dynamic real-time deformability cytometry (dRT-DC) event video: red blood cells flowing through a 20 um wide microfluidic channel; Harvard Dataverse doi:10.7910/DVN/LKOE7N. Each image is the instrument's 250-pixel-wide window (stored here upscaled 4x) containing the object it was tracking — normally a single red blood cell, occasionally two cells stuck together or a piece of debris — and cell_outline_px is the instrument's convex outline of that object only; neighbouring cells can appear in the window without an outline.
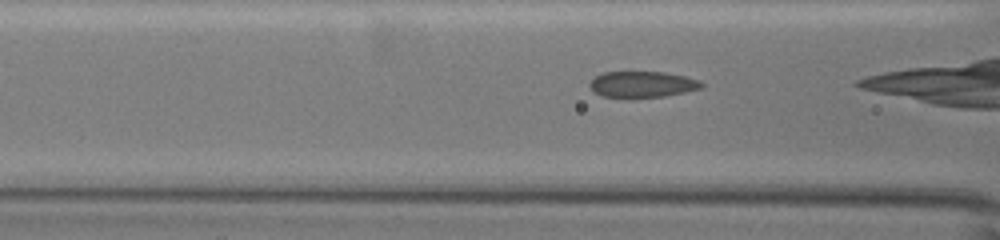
{"species": "common noctule bat (a hibernating species)", "species_latin": "Nyctalus noctula", "temperature_condition": "warm", "stored_images_in_passage": 25, "camera_frame_rate_fps": 3000, "um_per_image_px": 0.085, "animal": {"sex": "female", "body_mass_g": 19.5, "forearm_length_mm": 54.1}, "frame": {"image": 1, "passage_image": 3, "time_ms": 0.667, "image_size_px": [1000, 240], "cell_outline_px": [[704, 84], [700, 88], [684, 92], [664, 96], [632, 100], [628, 100], [604, 96], [592, 92], [588, 84], [596, 76], [604, 72], [664, 72], [684, 76], [700, 80]], "centroid_in_image_um": [54.54, 7.21], "position_along_channel_um": 112.1, "area_um2": 17.51}}
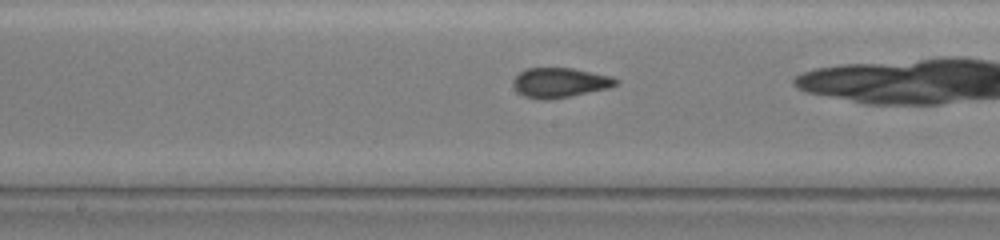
{"frame": {"image": 2, "passage_image": 10, "time_ms": 3.0, "image_size_px": [1000, 240], "cell_outline_px": [[620, 84], [608, 88], [548, 100], [544, 100], [524, 96], [516, 92], [512, 84], [512, 80], [520, 72], [528, 68], [572, 68], [612, 76], [620, 80]], "centroid_in_image_um": [47.59, 7.02], "position_along_channel_um": 200.6, "area_um2": 17.86}}
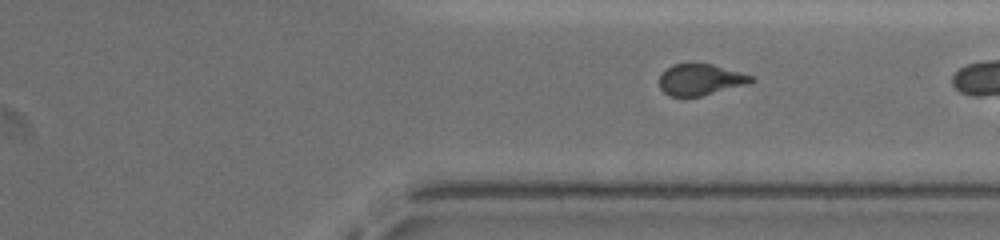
{"frame": {"image": 3, "passage_image": 22, "time_ms": 7.0, "image_size_px": [1000, 240], "cell_outline_px": [[756, 80], [748, 84], [700, 96], [668, 96], [660, 88], [660, 72], [664, 68], [672, 64], [712, 64], [740, 72], [752, 76]], "centroid_in_image_um": [59.5, 6.76], "position_along_channel_um": 351.9, "area_um2": 16.7}}